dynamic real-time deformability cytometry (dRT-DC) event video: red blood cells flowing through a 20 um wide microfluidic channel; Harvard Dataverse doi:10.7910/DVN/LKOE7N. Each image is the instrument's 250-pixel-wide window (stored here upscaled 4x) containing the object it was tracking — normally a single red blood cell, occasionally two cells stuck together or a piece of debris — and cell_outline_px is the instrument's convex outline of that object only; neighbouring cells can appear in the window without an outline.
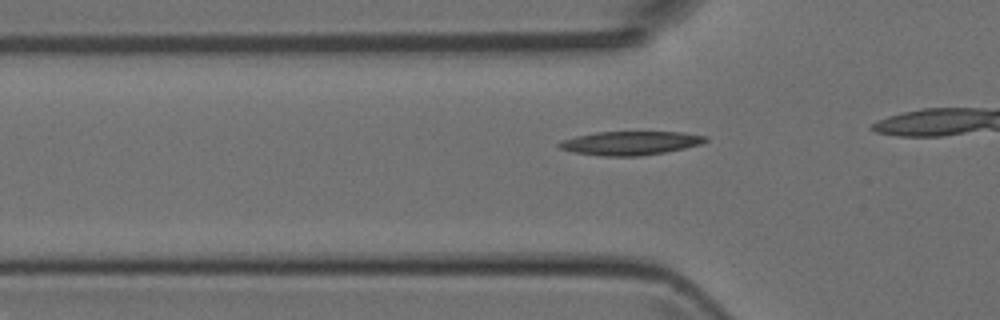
{"species": "Egyptian fruit bat (a non-hibernating species)", "species_latin": "Rousettus aegyptiacus", "temperature_condition": "room temperature", "stored_images_in_passage": 20, "camera_frame_rate_fps": 3000, "um_per_image_px": 0.085, "animal": {"sex": "female"}, "frame": {"image": 1, "passage_image": 10, "time_ms": 3.0, "image_size_px": [1000, 320], "cell_outline_px": [[708, 140], [700, 144], [684, 148], [664, 152], [640, 156], [604, 156], [576, 152], [560, 148], [556, 144], [560, 140], [576, 136], [596, 132], [684, 132], [708, 136]], "centroid_in_image_um": [53.59, 12.15], "position_along_channel_um": 72.2, "area_um2": 20.17}}
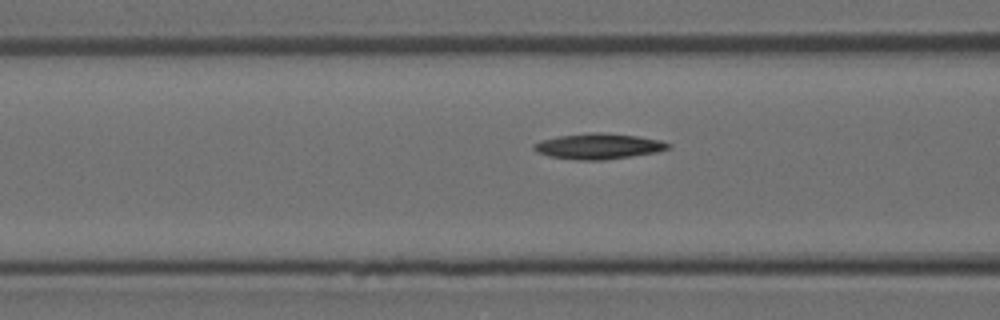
{"frame": {"image": 2, "passage_image": 13, "time_ms": 4.0, "image_size_px": [1000, 320], "cell_outline_px": [[672, 148], [656, 152], [604, 160], [576, 160], [552, 156], [536, 152], [532, 148], [532, 144], [540, 140], [560, 136], [592, 132], [604, 132], [636, 136], [660, 140], [672, 144]], "centroid_in_image_um": [50.88, 12.42], "position_along_channel_um": 115.7, "area_um2": 20.06}}
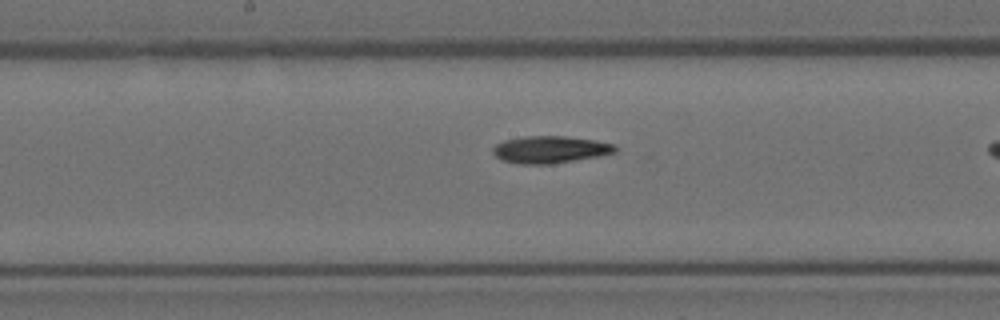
{"frame": {"image": 3, "passage_image": 19, "time_ms": 6.0, "image_size_px": [1000, 320], "cell_outline_px": [[616, 152], [600, 156], [552, 164], [520, 164], [504, 160], [496, 156], [492, 152], [492, 148], [496, 144], [504, 140], [524, 136], [564, 136], [596, 140], [616, 144]], "centroid_in_image_um": [46.78, 12.71], "position_along_channel_um": 201.4, "area_um2": 19.42}}